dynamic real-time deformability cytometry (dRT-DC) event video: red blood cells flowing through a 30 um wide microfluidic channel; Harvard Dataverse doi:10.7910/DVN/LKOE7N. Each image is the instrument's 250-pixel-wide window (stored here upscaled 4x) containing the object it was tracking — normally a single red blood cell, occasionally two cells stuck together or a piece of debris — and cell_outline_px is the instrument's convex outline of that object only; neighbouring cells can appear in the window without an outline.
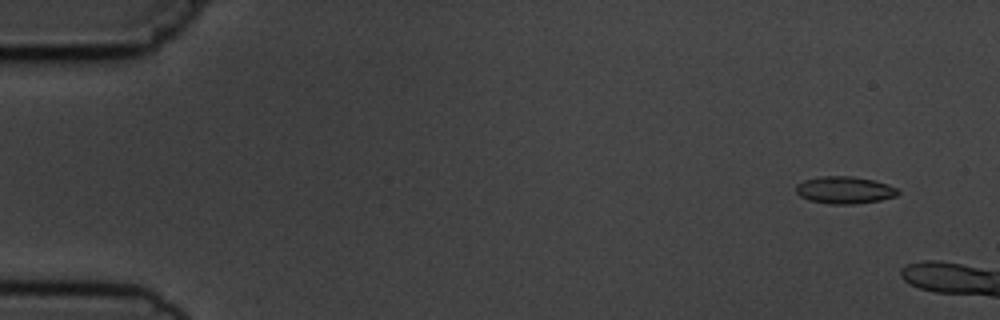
{"species": "common noctule bat (a hibernating species)", "species_latin": "Nyctalus noctula", "temperature_condition": "cold", "stored_images_in_passage": 3, "camera_frame_rate_fps": 3000, "um_per_image_px": 0.085, "animal": {"sex": "male", "body_mass_g": 19.5, "forearm_length_mm": 54.6}, "frame": {"image": 1, "passage_image": 1, "time_ms": 0.0, "image_size_px": [1000, 320], "cell_outline_px": [[900, 192], [896, 196], [880, 200], [852, 204], [828, 204], [808, 200], [800, 196], [796, 192], [796, 184], [804, 180], [820, 176], [852, 176], [872, 180], [888, 184], [896, 188]], "centroid_in_image_um": [71.76, 16.15], "position_along_channel_um": 13.2, "area_um2": 16.18}}